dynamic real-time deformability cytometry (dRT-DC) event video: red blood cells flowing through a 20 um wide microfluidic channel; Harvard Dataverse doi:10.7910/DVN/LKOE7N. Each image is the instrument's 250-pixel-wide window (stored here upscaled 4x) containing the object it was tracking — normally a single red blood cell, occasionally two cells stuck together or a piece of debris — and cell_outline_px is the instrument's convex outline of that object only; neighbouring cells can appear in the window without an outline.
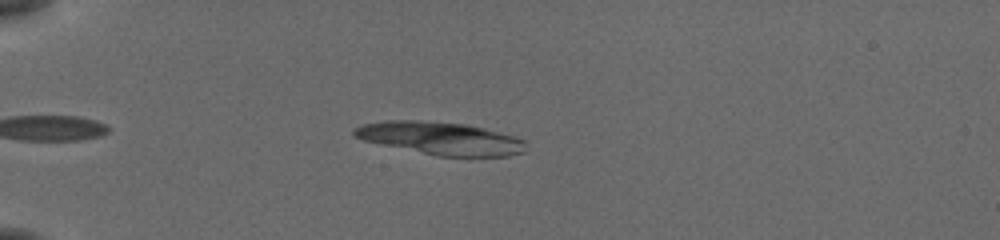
{"species": "common noctule bat (a hibernating species)", "species_latin": "Nyctalus noctula", "temperature_condition": "cold", "stored_images_in_passage": 26, "camera_frame_rate_fps": 3000, "um_per_image_px": 0.085, "animal": {"sex": "female", "body_mass_g": 19.5, "forearm_length_mm": 54.1}, "frame": {"image": 1, "passage_image": 8, "time_ms": 2.333, "image_size_px": [1000, 240], "cell_outline_px": [[524, 152], [508, 156], [440, 156], [364, 140], [356, 136], [352, 132], [356, 128], [364, 124], [388, 120], [416, 120], [464, 124], [484, 128], [512, 136], [524, 140]], "centroid_in_image_um": [37.47, 11.75], "position_along_channel_um": 47.5, "area_um2": 31.91}}